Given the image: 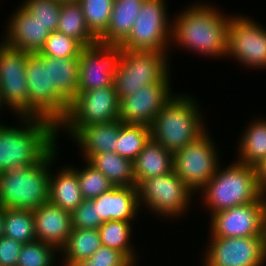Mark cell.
<instances>
[{"mask_svg":"<svg viewBox=\"0 0 266 266\" xmlns=\"http://www.w3.org/2000/svg\"><path fill=\"white\" fill-rule=\"evenodd\" d=\"M28 117H41L56 125L65 117L69 103L50 85L49 56L30 53L26 64Z\"/></svg>","mask_w":266,"mask_h":266,"instance_id":"obj_10","label":"cell"},{"mask_svg":"<svg viewBox=\"0 0 266 266\" xmlns=\"http://www.w3.org/2000/svg\"><path fill=\"white\" fill-rule=\"evenodd\" d=\"M83 162H85L83 169H77L73 165L71 166L77 172L81 195L84 200L97 198L102 193L114 187L111 181L87 160H84Z\"/></svg>","mask_w":266,"mask_h":266,"instance_id":"obj_34","label":"cell"},{"mask_svg":"<svg viewBox=\"0 0 266 266\" xmlns=\"http://www.w3.org/2000/svg\"><path fill=\"white\" fill-rule=\"evenodd\" d=\"M237 162L255 167L266 157V120L263 117L249 121L239 136Z\"/></svg>","mask_w":266,"mask_h":266,"instance_id":"obj_25","label":"cell"},{"mask_svg":"<svg viewBox=\"0 0 266 266\" xmlns=\"http://www.w3.org/2000/svg\"><path fill=\"white\" fill-rule=\"evenodd\" d=\"M101 246L98 229H72L68 241L59 251L62 256L60 263L69 266L71 263L89 259Z\"/></svg>","mask_w":266,"mask_h":266,"instance_id":"obj_28","label":"cell"},{"mask_svg":"<svg viewBox=\"0 0 266 266\" xmlns=\"http://www.w3.org/2000/svg\"><path fill=\"white\" fill-rule=\"evenodd\" d=\"M92 200L102 222L137 220L140 205L136 186H114Z\"/></svg>","mask_w":266,"mask_h":266,"instance_id":"obj_19","label":"cell"},{"mask_svg":"<svg viewBox=\"0 0 266 266\" xmlns=\"http://www.w3.org/2000/svg\"><path fill=\"white\" fill-rule=\"evenodd\" d=\"M169 53L124 49L114 75V87L121 100L144 86L157 82H172Z\"/></svg>","mask_w":266,"mask_h":266,"instance_id":"obj_6","label":"cell"},{"mask_svg":"<svg viewBox=\"0 0 266 266\" xmlns=\"http://www.w3.org/2000/svg\"><path fill=\"white\" fill-rule=\"evenodd\" d=\"M226 57L238 61L240 66H247V69H266V27L247 15L231 14Z\"/></svg>","mask_w":266,"mask_h":266,"instance_id":"obj_12","label":"cell"},{"mask_svg":"<svg viewBox=\"0 0 266 266\" xmlns=\"http://www.w3.org/2000/svg\"><path fill=\"white\" fill-rule=\"evenodd\" d=\"M139 205L161 219H178L187 215L196 196L174 171L143 180L138 186ZM186 212V214H185ZM159 215V216H158Z\"/></svg>","mask_w":266,"mask_h":266,"instance_id":"obj_7","label":"cell"},{"mask_svg":"<svg viewBox=\"0 0 266 266\" xmlns=\"http://www.w3.org/2000/svg\"><path fill=\"white\" fill-rule=\"evenodd\" d=\"M170 82L151 83L120 100L119 118L123 124L150 126L160 109L175 94Z\"/></svg>","mask_w":266,"mask_h":266,"instance_id":"obj_17","label":"cell"},{"mask_svg":"<svg viewBox=\"0 0 266 266\" xmlns=\"http://www.w3.org/2000/svg\"><path fill=\"white\" fill-rule=\"evenodd\" d=\"M258 185L263 192L266 189V157L255 166Z\"/></svg>","mask_w":266,"mask_h":266,"instance_id":"obj_41","label":"cell"},{"mask_svg":"<svg viewBox=\"0 0 266 266\" xmlns=\"http://www.w3.org/2000/svg\"><path fill=\"white\" fill-rule=\"evenodd\" d=\"M72 229H98L102 225L93 200H83L71 213Z\"/></svg>","mask_w":266,"mask_h":266,"instance_id":"obj_38","label":"cell"},{"mask_svg":"<svg viewBox=\"0 0 266 266\" xmlns=\"http://www.w3.org/2000/svg\"><path fill=\"white\" fill-rule=\"evenodd\" d=\"M88 162L106 176L114 186H135L133 161L116 152L94 154Z\"/></svg>","mask_w":266,"mask_h":266,"instance_id":"obj_29","label":"cell"},{"mask_svg":"<svg viewBox=\"0 0 266 266\" xmlns=\"http://www.w3.org/2000/svg\"><path fill=\"white\" fill-rule=\"evenodd\" d=\"M89 259L94 264L135 266L122 252L105 246H101Z\"/></svg>","mask_w":266,"mask_h":266,"instance_id":"obj_39","label":"cell"},{"mask_svg":"<svg viewBox=\"0 0 266 266\" xmlns=\"http://www.w3.org/2000/svg\"><path fill=\"white\" fill-rule=\"evenodd\" d=\"M133 221L103 222L98 228L102 246L122 252L135 266H138V252L134 248L132 239ZM132 234V235H131Z\"/></svg>","mask_w":266,"mask_h":266,"instance_id":"obj_30","label":"cell"},{"mask_svg":"<svg viewBox=\"0 0 266 266\" xmlns=\"http://www.w3.org/2000/svg\"><path fill=\"white\" fill-rule=\"evenodd\" d=\"M120 120L81 127L71 138L79 145L83 160H89L94 154L116 152Z\"/></svg>","mask_w":266,"mask_h":266,"instance_id":"obj_21","label":"cell"},{"mask_svg":"<svg viewBox=\"0 0 266 266\" xmlns=\"http://www.w3.org/2000/svg\"><path fill=\"white\" fill-rule=\"evenodd\" d=\"M51 171L55 170L50 169L48 201L72 213L84 200L81 195L77 172L71 164L61 166L56 171L57 173Z\"/></svg>","mask_w":266,"mask_h":266,"instance_id":"obj_22","label":"cell"},{"mask_svg":"<svg viewBox=\"0 0 266 266\" xmlns=\"http://www.w3.org/2000/svg\"><path fill=\"white\" fill-rule=\"evenodd\" d=\"M144 0H114L109 25L98 43L121 45L130 35Z\"/></svg>","mask_w":266,"mask_h":266,"instance_id":"obj_23","label":"cell"},{"mask_svg":"<svg viewBox=\"0 0 266 266\" xmlns=\"http://www.w3.org/2000/svg\"><path fill=\"white\" fill-rule=\"evenodd\" d=\"M89 30L99 38L107 29L114 0H79Z\"/></svg>","mask_w":266,"mask_h":266,"instance_id":"obj_33","label":"cell"},{"mask_svg":"<svg viewBox=\"0 0 266 266\" xmlns=\"http://www.w3.org/2000/svg\"><path fill=\"white\" fill-rule=\"evenodd\" d=\"M3 108L6 109V105H5V103H4L3 99H2V93H1V88H0V111L3 110Z\"/></svg>","mask_w":266,"mask_h":266,"instance_id":"obj_44","label":"cell"},{"mask_svg":"<svg viewBox=\"0 0 266 266\" xmlns=\"http://www.w3.org/2000/svg\"><path fill=\"white\" fill-rule=\"evenodd\" d=\"M57 31L74 38L83 47L98 43V38L87 26L82 7L78 1L61 3Z\"/></svg>","mask_w":266,"mask_h":266,"instance_id":"obj_27","label":"cell"},{"mask_svg":"<svg viewBox=\"0 0 266 266\" xmlns=\"http://www.w3.org/2000/svg\"><path fill=\"white\" fill-rule=\"evenodd\" d=\"M262 194L255 167L236 160L225 168L220 165L216 174L199 191V197L203 199L201 203L206 207L203 208L209 211V216L260 200Z\"/></svg>","mask_w":266,"mask_h":266,"instance_id":"obj_5","label":"cell"},{"mask_svg":"<svg viewBox=\"0 0 266 266\" xmlns=\"http://www.w3.org/2000/svg\"><path fill=\"white\" fill-rule=\"evenodd\" d=\"M57 1L62 3V2H77L79 0H57Z\"/></svg>","mask_w":266,"mask_h":266,"instance_id":"obj_46","label":"cell"},{"mask_svg":"<svg viewBox=\"0 0 266 266\" xmlns=\"http://www.w3.org/2000/svg\"><path fill=\"white\" fill-rule=\"evenodd\" d=\"M4 211H5V207L0 205V238L4 234Z\"/></svg>","mask_w":266,"mask_h":266,"instance_id":"obj_43","label":"cell"},{"mask_svg":"<svg viewBox=\"0 0 266 266\" xmlns=\"http://www.w3.org/2000/svg\"><path fill=\"white\" fill-rule=\"evenodd\" d=\"M69 266H108V265L94 264L90 259H86V260H80L75 263H71Z\"/></svg>","mask_w":266,"mask_h":266,"instance_id":"obj_42","label":"cell"},{"mask_svg":"<svg viewBox=\"0 0 266 266\" xmlns=\"http://www.w3.org/2000/svg\"><path fill=\"white\" fill-rule=\"evenodd\" d=\"M184 9L172 17L171 46L182 47L199 56L225 58L231 14L198 0Z\"/></svg>","mask_w":266,"mask_h":266,"instance_id":"obj_1","label":"cell"},{"mask_svg":"<svg viewBox=\"0 0 266 266\" xmlns=\"http://www.w3.org/2000/svg\"><path fill=\"white\" fill-rule=\"evenodd\" d=\"M59 250L42 241L25 243L19 254L17 266H54Z\"/></svg>","mask_w":266,"mask_h":266,"instance_id":"obj_35","label":"cell"},{"mask_svg":"<svg viewBox=\"0 0 266 266\" xmlns=\"http://www.w3.org/2000/svg\"><path fill=\"white\" fill-rule=\"evenodd\" d=\"M173 166V153L150 138L133 160L135 186L147 178L169 174Z\"/></svg>","mask_w":266,"mask_h":266,"instance_id":"obj_24","label":"cell"},{"mask_svg":"<svg viewBox=\"0 0 266 266\" xmlns=\"http://www.w3.org/2000/svg\"><path fill=\"white\" fill-rule=\"evenodd\" d=\"M3 235L23 244L36 241L33 210L5 208Z\"/></svg>","mask_w":266,"mask_h":266,"instance_id":"obj_31","label":"cell"},{"mask_svg":"<svg viewBox=\"0 0 266 266\" xmlns=\"http://www.w3.org/2000/svg\"><path fill=\"white\" fill-rule=\"evenodd\" d=\"M165 1L144 0L123 49L171 53L172 19Z\"/></svg>","mask_w":266,"mask_h":266,"instance_id":"obj_9","label":"cell"},{"mask_svg":"<svg viewBox=\"0 0 266 266\" xmlns=\"http://www.w3.org/2000/svg\"><path fill=\"white\" fill-rule=\"evenodd\" d=\"M36 240L54 245L59 251L72 231L71 213L49 201L33 210Z\"/></svg>","mask_w":266,"mask_h":266,"instance_id":"obj_20","label":"cell"},{"mask_svg":"<svg viewBox=\"0 0 266 266\" xmlns=\"http://www.w3.org/2000/svg\"><path fill=\"white\" fill-rule=\"evenodd\" d=\"M210 238L202 266H265L266 236Z\"/></svg>","mask_w":266,"mask_h":266,"instance_id":"obj_13","label":"cell"},{"mask_svg":"<svg viewBox=\"0 0 266 266\" xmlns=\"http://www.w3.org/2000/svg\"><path fill=\"white\" fill-rule=\"evenodd\" d=\"M18 7L8 18L1 40L14 49L39 53L51 32L21 4Z\"/></svg>","mask_w":266,"mask_h":266,"instance_id":"obj_18","label":"cell"},{"mask_svg":"<svg viewBox=\"0 0 266 266\" xmlns=\"http://www.w3.org/2000/svg\"><path fill=\"white\" fill-rule=\"evenodd\" d=\"M23 243L12 238H0V266H17Z\"/></svg>","mask_w":266,"mask_h":266,"instance_id":"obj_40","label":"cell"},{"mask_svg":"<svg viewBox=\"0 0 266 266\" xmlns=\"http://www.w3.org/2000/svg\"><path fill=\"white\" fill-rule=\"evenodd\" d=\"M82 48L83 46L74 38L53 31L49 34L39 54L59 59L78 58Z\"/></svg>","mask_w":266,"mask_h":266,"instance_id":"obj_36","label":"cell"},{"mask_svg":"<svg viewBox=\"0 0 266 266\" xmlns=\"http://www.w3.org/2000/svg\"><path fill=\"white\" fill-rule=\"evenodd\" d=\"M57 147L58 143L38 163L0 172V205L35 210L48 202L50 169L57 164Z\"/></svg>","mask_w":266,"mask_h":266,"instance_id":"obj_4","label":"cell"},{"mask_svg":"<svg viewBox=\"0 0 266 266\" xmlns=\"http://www.w3.org/2000/svg\"><path fill=\"white\" fill-rule=\"evenodd\" d=\"M262 196H263L264 201H265V212H266V189L263 191Z\"/></svg>","mask_w":266,"mask_h":266,"instance_id":"obj_45","label":"cell"},{"mask_svg":"<svg viewBox=\"0 0 266 266\" xmlns=\"http://www.w3.org/2000/svg\"><path fill=\"white\" fill-rule=\"evenodd\" d=\"M151 138L150 127L142 124H123L120 121L116 143L117 153L133 161Z\"/></svg>","mask_w":266,"mask_h":266,"instance_id":"obj_32","label":"cell"},{"mask_svg":"<svg viewBox=\"0 0 266 266\" xmlns=\"http://www.w3.org/2000/svg\"><path fill=\"white\" fill-rule=\"evenodd\" d=\"M188 95L175 93L149 126L151 139L172 153L195 141L209 128L204 124L198 100Z\"/></svg>","mask_w":266,"mask_h":266,"instance_id":"obj_3","label":"cell"},{"mask_svg":"<svg viewBox=\"0 0 266 266\" xmlns=\"http://www.w3.org/2000/svg\"><path fill=\"white\" fill-rule=\"evenodd\" d=\"M208 130L195 141L173 153V171L196 195L222 164L216 142Z\"/></svg>","mask_w":266,"mask_h":266,"instance_id":"obj_11","label":"cell"},{"mask_svg":"<svg viewBox=\"0 0 266 266\" xmlns=\"http://www.w3.org/2000/svg\"><path fill=\"white\" fill-rule=\"evenodd\" d=\"M120 45L96 43L83 47L79 53L78 93L114 86V75L123 53Z\"/></svg>","mask_w":266,"mask_h":266,"instance_id":"obj_16","label":"cell"},{"mask_svg":"<svg viewBox=\"0 0 266 266\" xmlns=\"http://www.w3.org/2000/svg\"><path fill=\"white\" fill-rule=\"evenodd\" d=\"M21 5L32 14L46 30L57 31L61 2L57 0H24Z\"/></svg>","mask_w":266,"mask_h":266,"instance_id":"obj_37","label":"cell"},{"mask_svg":"<svg viewBox=\"0 0 266 266\" xmlns=\"http://www.w3.org/2000/svg\"><path fill=\"white\" fill-rule=\"evenodd\" d=\"M50 85L70 103L78 93L79 58L59 59L49 56Z\"/></svg>","mask_w":266,"mask_h":266,"instance_id":"obj_26","label":"cell"},{"mask_svg":"<svg viewBox=\"0 0 266 266\" xmlns=\"http://www.w3.org/2000/svg\"><path fill=\"white\" fill-rule=\"evenodd\" d=\"M29 52L0 41V88L2 99L16 117H28L26 64Z\"/></svg>","mask_w":266,"mask_h":266,"instance_id":"obj_14","label":"cell"},{"mask_svg":"<svg viewBox=\"0 0 266 266\" xmlns=\"http://www.w3.org/2000/svg\"><path fill=\"white\" fill-rule=\"evenodd\" d=\"M16 118L19 126L0 124V172L38 163L58 143L57 125L51 120Z\"/></svg>","mask_w":266,"mask_h":266,"instance_id":"obj_2","label":"cell"},{"mask_svg":"<svg viewBox=\"0 0 266 266\" xmlns=\"http://www.w3.org/2000/svg\"><path fill=\"white\" fill-rule=\"evenodd\" d=\"M119 113L120 99L114 86L79 92L57 125V138L62 129L71 138L83 126L120 120Z\"/></svg>","mask_w":266,"mask_h":266,"instance_id":"obj_8","label":"cell"},{"mask_svg":"<svg viewBox=\"0 0 266 266\" xmlns=\"http://www.w3.org/2000/svg\"><path fill=\"white\" fill-rule=\"evenodd\" d=\"M214 238L266 236L265 201L260 200L219 211L210 216Z\"/></svg>","mask_w":266,"mask_h":266,"instance_id":"obj_15","label":"cell"}]
</instances>
